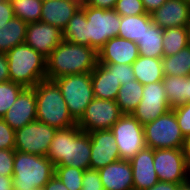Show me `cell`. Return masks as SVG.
Listing matches in <instances>:
<instances>
[{"instance_id":"30","label":"cell","mask_w":190,"mask_h":190,"mask_svg":"<svg viewBox=\"0 0 190 190\" xmlns=\"http://www.w3.org/2000/svg\"><path fill=\"white\" fill-rule=\"evenodd\" d=\"M163 54L172 56L190 45L187 27H172L163 29Z\"/></svg>"},{"instance_id":"10","label":"cell","mask_w":190,"mask_h":190,"mask_svg":"<svg viewBox=\"0 0 190 190\" xmlns=\"http://www.w3.org/2000/svg\"><path fill=\"white\" fill-rule=\"evenodd\" d=\"M57 129L39 121L31 122L15 130L14 150L40 156H47L51 141Z\"/></svg>"},{"instance_id":"45","label":"cell","mask_w":190,"mask_h":190,"mask_svg":"<svg viewBox=\"0 0 190 190\" xmlns=\"http://www.w3.org/2000/svg\"><path fill=\"white\" fill-rule=\"evenodd\" d=\"M180 186L181 184L178 183L158 181L154 186L146 190H178Z\"/></svg>"},{"instance_id":"17","label":"cell","mask_w":190,"mask_h":190,"mask_svg":"<svg viewBox=\"0 0 190 190\" xmlns=\"http://www.w3.org/2000/svg\"><path fill=\"white\" fill-rule=\"evenodd\" d=\"M98 62L101 64H128L138 58L139 49L135 42L121 37L107 41L98 51Z\"/></svg>"},{"instance_id":"4","label":"cell","mask_w":190,"mask_h":190,"mask_svg":"<svg viewBox=\"0 0 190 190\" xmlns=\"http://www.w3.org/2000/svg\"><path fill=\"white\" fill-rule=\"evenodd\" d=\"M10 81L32 88L47 79L46 57L26 43L15 46L6 53Z\"/></svg>"},{"instance_id":"43","label":"cell","mask_w":190,"mask_h":190,"mask_svg":"<svg viewBox=\"0 0 190 190\" xmlns=\"http://www.w3.org/2000/svg\"><path fill=\"white\" fill-rule=\"evenodd\" d=\"M10 81L8 60L5 53H0V83Z\"/></svg>"},{"instance_id":"27","label":"cell","mask_w":190,"mask_h":190,"mask_svg":"<svg viewBox=\"0 0 190 190\" xmlns=\"http://www.w3.org/2000/svg\"><path fill=\"white\" fill-rule=\"evenodd\" d=\"M143 88L138 80L121 85L115 101L123 114H132L136 109L142 99Z\"/></svg>"},{"instance_id":"55","label":"cell","mask_w":190,"mask_h":190,"mask_svg":"<svg viewBox=\"0 0 190 190\" xmlns=\"http://www.w3.org/2000/svg\"><path fill=\"white\" fill-rule=\"evenodd\" d=\"M3 1H6L8 3H12L14 0H3Z\"/></svg>"},{"instance_id":"1","label":"cell","mask_w":190,"mask_h":190,"mask_svg":"<svg viewBox=\"0 0 190 190\" xmlns=\"http://www.w3.org/2000/svg\"><path fill=\"white\" fill-rule=\"evenodd\" d=\"M54 166H71L78 169H90L91 139L87 132L77 124L57 129L47 153Z\"/></svg>"},{"instance_id":"25","label":"cell","mask_w":190,"mask_h":190,"mask_svg":"<svg viewBox=\"0 0 190 190\" xmlns=\"http://www.w3.org/2000/svg\"><path fill=\"white\" fill-rule=\"evenodd\" d=\"M163 29L152 23L145 29L141 39L136 43L141 56L162 58L163 54Z\"/></svg>"},{"instance_id":"54","label":"cell","mask_w":190,"mask_h":190,"mask_svg":"<svg viewBox=\"0 0 190 190\" xmlns=\"http://www.w3.org/2000/svg\"><path fill=\"white\" fill-rule=\"evenodd\" d=\"M34 190H45V188L44 187H42V188H35Z\"/></svg>"},{"instance_id":"22","label":"cell","mask_w":190,"mask_h":190,"mask_svg":"<svg viewBox=\"0 0 190 190\" xmlns=\"http://www.w3.org/2000/svg\"><path fill=\"white\" fill-rule=\"evenodd\" d=\"M79 7L66 0H43L41 22L64 30Z\"/></svg>"},{"instance_id":"35","label":"cell","mask_w":190,"mask_h":190,"mask_svg":"<svg viewBox=\"0 0 190 190\" xmlns=\"http://www.w3.org/2000/svg\"><path fill=\"white\" fill-rule=\"evenodd\" d=\"M114 10L120 16H136L147 13L141 0H117Z\"/></svg>"},{"instance_id":"24","label":"cell","mask_w":190,"mask_h":190,"mask_svg":"<svg viewBox=\"0 0 190 190\" xmlns=\"http://www.w3.org/2000/svg\"><path fill=\"white\" fill-rule=\"evenodd\" d=\"M27 23L18 17L0 27V53H7L17 45L24 43Z\"/></svg>"},{"instance_id":"38","label":"cell","mask_w":190,"mask_h":190,"mask_svg":"<svg viewBox=\"0 0 190 190\" xmlns=\"http://www.w3.org/2000/svg\"><path fill=\"white\" fill-rule=\"evenodd\" d=\"M81 190H104L98 170L86 169L84 171Z\"/></svg>"},{"instance_id":"8","label":"cell","mask_w":190,"mask_h":190,"mask_svg":"<svg viewBox=\"0 0 190 190\" xmlns=\"http://www.w3.org/2000/svg\"><path fill=\"white\" fill-rule=\"evenodd\" d=\"M87 18V46L98 51L107 41L118 36L120 15L114 9H101L84 5Z\"/></svg>"},{"instance_id":"50","label":"cell","mask_w":190,"mask_h":190,"mask_svg":"<svg viewBox=\"0 0 190 190\" xmlns=\"http://www.w3.org/2000/svg\"><path fill=\"white\" fill-rule=\"evenodd\" d=\"M66 1L77 5L79 8H82L86 4V0H66Z\"/></svg>"},{"instance_id":"23","label":"cell","mask_w":190,"mask_h":190,"mask_svg":"<svg viewBox=\"0 0 190 190\" xmlns=\"http://www.w3.org/2000/svg\"><path fill=\"white\" fill-rule=\"evenodd\" d=\"M131 66L136 80L142 85L159 82L164 78L162 58H150L139 55Z\"/></svg>"},{"instance_id":"49","label":"cell","mask_w":190,"mask_h":190,"mask_svg":"<svg viewBox=\"0 0 190 190\" xmlns=\"http://www.w3.org/2000/svg\"><path fill=\"white\" fill-rule=\"evenodd\" d=\"M185 152H186L187 163H190V139L186 141Z\"/></svg>"},{"instance_id":"6","label":"cell","mask_w":190,"mask_h":190,"mask_svg":"<svg viewBox=\"0 0 190 190\" xmlns=\"http://www.w3.org/2000/svg\"><path fill=\"white\" fill-rule=\"evenodd\" d=\"M54 81L61 89L69 113L78 122L94 99L91 72L61 76Z\"/></svg>"},{"instance_id":"21","label":"cell","mask_w":190,"mask_h":190,"mask_svg":"<svg viewBox=\"0 0 190 190\" xmlns=\"http://www.w3.org/2000/svg\"><path fill=\"white\" fill-rule=\"evenodd\" d=\"M94 98L115 101L121 83L115 77V64H101L97 62L91 72Z\"/></svg>"},{"instance_id":"11","label":"cell","mask_w":190,"mask_h":190,"mask_svg":"<svg viewBox=\"0 0 190 190\" xmlns=\"http://www.w3.org/2000/svg\"><path fill=\"white\" fill-rule=\"evenodd\" d=\"M123 113L116 101L94 98L77 122V126L84 132L109 130L120 119Z\"/></svg>"},{"instance_id":"7","label":"cell","mask_w":190,"mask_h":190,"mask_svg":"<svg viewBox=\"0 0 190 190\" xmlns=\"http://www.w3.org/2000/svg\"><path fill=\"white\" fill-rule=\"evenodd\" d=\"M143 128L146 147L152 149H185L187 140L181 133L172 109L156 120L145 124Z\"/></svg>"},{"instance_id":"37","label":"cell","mask_w":190,"mask_h":190,"mask_svg":"<svg viewBox=\"0 0 190 190\" xmlns=\"http://www.w3.org/2000/svg\"><path fill=\"white\" fill-rule=\"evenodd\" d=\"M15 148V130L0 117V149Z\"/></svg>"},{"instance_id":"20","label":"cell","mask_w":190,"mask_h":190,"mask_svg":"<svg viewBox=\"0 0 190 190\" xmlns=\"http://www.w3.org/2000/svg\"><path fill=\"white\" fill-rule=\"evenodd\" d=\"M104 190H134L129 160H118L98 169Z\"/></svg>"},{"instance_id":"12","label":"cell","mask_w":190,"mask_h":190,"mask_svg":"<svg viewBox=\"0 0 190 190\" xmlns=\"http://www.w3.org/2000/svg\"><path fill=\"white\" fill-rule=\"evenodd\" d=\"M154 169L159 181L184 185L188 163L185 149H154Z\"/></svg>"},{"instance_id":"36","label":"cell","mask_w":190,"mask_h":190,"mask_svg":"<svg viewBox=\"0 0 190 190\" xmlns=\"http://www.w3.org/2000/svg\"><path fill=\"white\" fill-rule=\"evenodd\" d=\"M172 110L176 115L177 123L184 138L190 139V102Z\"/></svg>"},{"instance_id":"40","label":"cell","mask_w":190,"mask_h":190,"mask_svg":"<svg viewBox=\"0 0 190 190\" xmlns=\"http://www.w3.org/2000/svg\"><path fill=\"white\" fill-rule=\"evenodd\" d=\"M115 77L121 85L136 80L132 66L128 64H115Z\"/></svg>"},{"instance_id":"34","label":"cell","mask_w":190,"mask_h":190,"mask_svg":"<svg viewBox=\"0 0 190 190\" xmlns=\"http://www.w3.org/2000/svg\"><path fill=\"white\" fill-rule=\"evenodd\" d=\"M23 89L22 85L12 81L0 83V117L6 114Z\"/></svg>"},{"instance_id":"18","label":"cell","mask_w":190,"mask_h":190,"mask_svg":"<svg viewBox=\"0 0 190 190\" xmlns=\"http://www.w3.org/2000/svg\"><path fill=\"white\" fill-rule=\"evenodd\" d=\"M152 21L162 29L187 27L190 19V0H167L151 13Z\"/></svg>"},{"instance_id":"44","label":"cell","mask_w":190,"mask_h":190,"mask_svg":"<svg viewBox=\"0 0 190 190\" xmlns=\"http://www.w3.org/2000/svg\"><path fill=\"white\" fill-rule=\"evenodd\" d=\"M44 188L45 190H69L56 175L45 184Z\"/></svg>"},{"instance_id":"52","label":"cell","mask_w":190,"mask_h":190,"mask_svg":"<svg viewBox=\"0 0 190 190\" xmlns=\"http://www.w3.org/2000/svg\"><path fill=\"white\" fill-rule=\"evenodd\" d=\"M178 190H190V185H188L187 183L184 185H181Z\"/></svg>"},{"instance_id":"14","label":"cell","mask_w":190,"mask_h":190,"mask_svg":"<svg viewBox=\"0 0 190 190\" xmlns=\"http://www.w3.org/2000/svg\"><path fill=\"white\" fill-rule=\"evenodd\" d=\"M62 41L63 31L53 25L41 21L27 24L24 43L46 58Z\"/></svg>"},{"instance_id":"41","label":"cell","mask_w":190,"mask_h":190,"mask_svg":"<svg viewBox=\"0 0 190 190\" xmlns=\"http://www.w3.org/2000/svg\"><path fill=\"white\" fill-rule=\"evenodd\" d=\"M14 17L12 3L0 0V27Z\"/></svg>"},{"instance_id":"15","label":"cell","mask_w":190,"mask_h":190,"mask_svg":"<svg viewBox=\"0 0 190 190\" xmlns=\"http://www.w3.org/2000/svg\"><path fill=\"white\" fill-rule=\"evenodd\" d=\"M91 139L90 169L98 170L120 160L114 134L109 130H97L89 133Z\"/></svg>"},{"instance_id":"26","label":"cell","mask_w":190,"mask_h":190,"mask_svg":"<svg viewBox=\"0 0 190 190\" xmlns=\"http://www.w3.org/2000/svg\"><path fill=\"white\" fill-rule=\"evenodd\" d=\"M153 23L151 14L145 13L136 16H120L118 37L137 43L146 28Z\"/></svg>"},{"instance_id":"9","label":"cell","mask_w":190,"mask_h":190,"mask_svg":"<svg viewBox=\"0 0 190 190\" xmlns=\"http://www.w3.org/2000/svg\"><path fill=\"white\" fill-rule=\"evenodd\" d=\"M120 159L130 160L146 147L143 125L132 115L123 114L112 126Z\"/></svg>"},{"instance_id":"19","label":"cell","mask_w":190,"mask_h":190,"mask_svg":"<svg viewBox=\"0 0 190 190\" xmlns=\"http://www.w3.org/2000/svg\"><path fill=\"white\" fill-rule=\"evenodd\" d=\"M154 149L145 147L129 160L133 172L134 190H146L154 186L159 178L154 169Z\"/></svg>"},{"instance_id":"39","label":"cell","mask_w":190,"mask_h":190,"mask_svg":"<svg viewBox=\"0 0 190 190\" xmlns=\"http://www.w3.org/2000/svg\"><path fill=\"white\" fill-rule=\"evenodd\" d=\"M14 149H0V175L13 176Z\"/></svg>"},{"instance_id":"5","label":"cell","mask_w":190,"mask_h":190,"mask_svg":"<svg viewBox=\"0 0 190 190\" xmlns=\"http://www.w3.org/2000/svg\"><path fill=\"white\" fill-rule=\"evenodd\" d=\"M54 174L55 166L46 156L15 150L12 177L14 190L42 188Z\"/></svg>"},{"instance_id":"28","label":"cell","mask_w":190,"mask_h":190,"mask_svg":"<svg viewBox=\"0 0 190 190\" xmlns=\"http://www.w3.org/2000/svg\"><path fill=\"white\" fill-rule=\"evenodd\" d=\"M162 66L164 76L187 77L190 75V45L181 49L175 55L163 56Z\"/></svg>"},{"instance_id":"29","label":"cell","mask_w":190,"mask_h":190,"mask_svg":"<svg viewBox=\"0 0 190 190\" xmlns=\"http://www.w3.org/2000/svg\"><path fill=\"white\" fill-rule=\"evenodd\" d=\"M63 40L80 45H87V18L81 8H79L68 21L67 26L63 30Z\"/></svg>"},{"instance_id":"48","label":"cell","mask_w":190,"mask_h":190,"mask_svg":"<svg viewBox=\"0 0 190 190\" xmlns=\"http://www.w3.org/2000/svg\"><path fill=\"white\" fill-rule=\"evenodd\" d=\"M190 102V75L186 77V103Z\"/></svg>"},{"instance_id":"47","label":"cell","mask_w":190,"mask_h":190,"mask_svg":"<svg viewBox=\"0 0 190 190\" xmlns=\"http://www.w3.org/2000/svg\"><path fill=\"white\" fill-rule=\"evenodd\" d=\"M12 177L0 175V190H14Z\"/></svg>"},{"instance_id":"16","label":"cell","mask_w":190,"mask_h":190,"mask_svg":"<svg viewBox=\"0 0 190 190\" xmlns=\"http://www.w3.org/2000/svg\"><path fill=\"white\" fill-rule=\"evenodd\" d=\"M37 102L35 89L24 88L15 103L9 108L2 119L13 129L17 130L23 126L36 121Z\"/></svg>"},{"instance_id":"32","label":"cell","mask_w":190,"mask_h":190,"mask_svg":"<svg viewBox=\"0 0 190 190\" xmlns=\"http://www.w3.org/2000/svg\"><path fill=\"white\" fill-rule=\"evenodd\" d=\"M43 0H14L12 2L14 16L22 21L34 23L41 21Z\"/></svg>"},{"instance_id":"42","label":"cell","mask_w":190,"mask_h":190,"mask_svg":"<svg viewBox=\"0 0 190 190\" xmlns=\"http://www.w3.org/2000/svg\"><path fill=\"white\" fill-rule=\"evenodd\" d=\"M117 0H86L87 6L101 9H114Z\"/></svg>"},{"instance_id":"13","label":"cell","mask_w":190,"mask_h":190,"mask_svg":"<svg viewBox=\"0 0 190 190\" xmlns=\"http://www.w3.org/2000/svg\"><path fill=\"white\" fill-rule=\"evenodd\" d=\"M169 110L163 82L159 81L144 85L142 99L132 115L144 126Z\"/></svg>"},{"instance_id":"53","label":"cell","mask_w":190,"mask_h":190,"mask_svg":"<svg viewBox=\"0 0 190 190\" xmlns=\"http://www.w3.org/2000/svg\"><path fill=\"white\" fill-rule=\"evenodd\" d=\"M187 30H188V34H189V40H190V19H189V22H188V25H187Z\"/></svg>"},{"instance_id":"51","label":"cell","mask_w":190,"mask_h":190,"mask_svg":"<svg viewBox=\"0 0 190 190\" xmlns=\"http://www.w3.org/2000/svg\"><path fill=\"white\" fill-rule=\"evenodd\" d=\"M187 184L190 185V163H188Z\"/></svg>"},{"instance_id":"33","label":"cell","mask_w":190,"mask_h":190,"mask_svg":"<svg viewBox=\"0 0 190 190\" xmlns=\"http://www.w3.org/2000/svg\"><path fill=\"white\" fill-rule=\"evenodd\" d=\"M84 171L71 166H55V174L69 190H81Z\"/></svg>"},{"instance_id":"46","label":"cell","mask_w":190,"mask_h":190,"mask_svg":"<svg viewBox=\"0 0 190 190\" xmlns=\"http://www.w3.org/2000/svg\"><path fill=\"white\" fill-rule=\"evenodd\" d=\"M148 14L153 13L161 7L167 0H141Z\"/></svg>"},{"instance_id":"2","label":"cell","mask_w":190,"mask_h":190,"mask_svg":"<svg viewBox=\"0 0 190 190\" xmlns=\"http://www.w3.org/2000/svg\"><path fill=\"white\" fill-rule=\"evenodd\" d=\"M97 62L94 48L63 40L46 58L47 79L92 72Z\"/></svg>"},{"instance_id":"3","label":"cell","mask_w":190,"mask_h":190,"mask_svg":"<svg viewBox=\"0 0 190 190\" xmlns=\"http://www.w3.org/2000/svg\"><path fill=\"white\" fill-rule=\"evenodd\" d=\"M33 88L37 102V121L56 129H65L77 124L69 113L61 89L54 80L44 79Z\"/></svg>"},{"instance_id":"31","label":"cell","mask_w":190,"mask_h":190,"mask_svg":"<svg viewBox=\"0 0 190 190\" xmlns=\"http://www.w3.org/2000/svg\"><path fill=\"white\" fill-rule=\"evenodd\" d=\"M162 82L170 109L186 103V77L164 76Z\"/></svg>"}]
</instances>
